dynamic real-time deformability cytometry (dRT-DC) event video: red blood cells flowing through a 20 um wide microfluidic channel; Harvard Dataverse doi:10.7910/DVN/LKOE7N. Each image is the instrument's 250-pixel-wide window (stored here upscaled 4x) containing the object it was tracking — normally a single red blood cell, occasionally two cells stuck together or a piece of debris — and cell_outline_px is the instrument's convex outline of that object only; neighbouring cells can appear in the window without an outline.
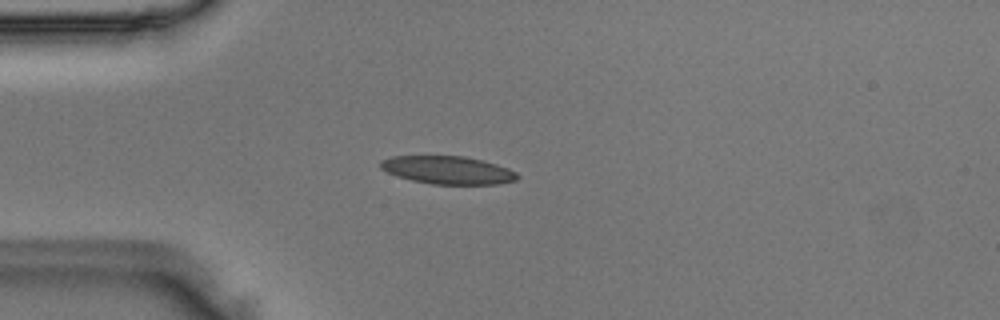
{"species": "Egyptian fruit bat (a non-hibernating species)", "species_latin": "Rousettus aegyptiacus", "temperature_condition": "room temperature", "stored_images_in_passage": 38, "camera_frame_rate_fps": 3000, "um_per_image_px": 0.085, "animal": {"sex": "male"}, "frame": {"image": 1, "passage_image": 1, "time_ms": 0.0, "image_size_px": [1000, 320], "cell_outline_px": [[520, 176], [516, 180], [500, 184], [432, 184], [412, 180], [396, 176], [380, 168], [380, 160], [392, 156], [464, 156], [496, 164], [508, 168], [516, 172]], "centroid_in_image_um": [38.06, 14.46], "position_along_channel_um": 46.9, "area_um2": 22.25}}
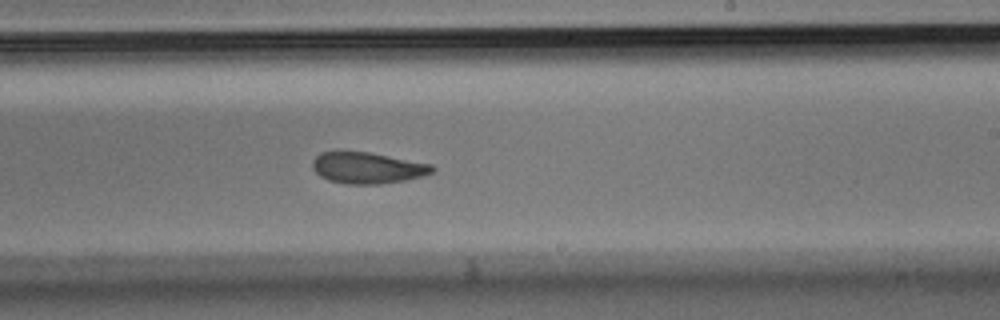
{"frame": {"image": 2, "passage_image": 18, "time_ms": 5.667, "image_size_px": [1000, 320], "cell_outline_px": [[436, 168], [432, 172], [408, 180], [380, 184], [344, 184], [328, 180], [320, 176], [312, 168], [312, 160], [320, 152], [336, 148], [340, 148], [368, 152], [432, 164]], "centroid_in_image_um": [31.15, 14.23], "position_along_channel_um": 257.9, "area_um2": 22.54}}
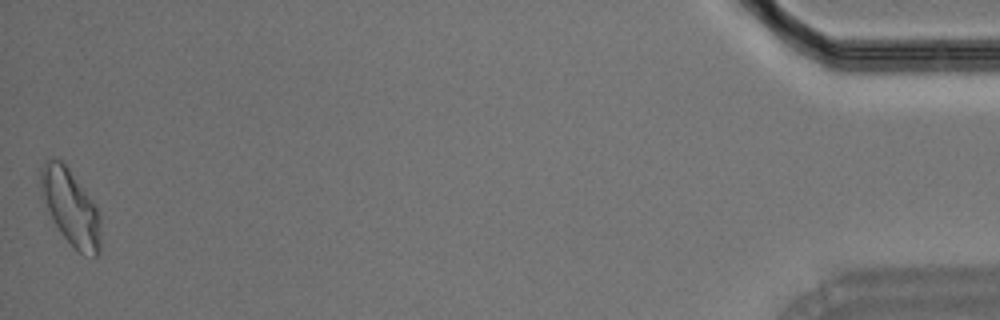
{"frame": {"image": 3, "passage_image": 38, "time_ms": 12.333, "image_size_px": [1000, 320], "cell_outline_px": [[100, 252], [96, 256], [84, 256], [60, 232], [40, 196], [40, 172], [44, 164], [52, 156], [60, 160], [68, 168], [88, 196], [96, 208], [100, 216]], "centroid_in_image_um": [5.98, 17.63], "position_along_channel_um": 429.2, "area_um2": 25.95}}